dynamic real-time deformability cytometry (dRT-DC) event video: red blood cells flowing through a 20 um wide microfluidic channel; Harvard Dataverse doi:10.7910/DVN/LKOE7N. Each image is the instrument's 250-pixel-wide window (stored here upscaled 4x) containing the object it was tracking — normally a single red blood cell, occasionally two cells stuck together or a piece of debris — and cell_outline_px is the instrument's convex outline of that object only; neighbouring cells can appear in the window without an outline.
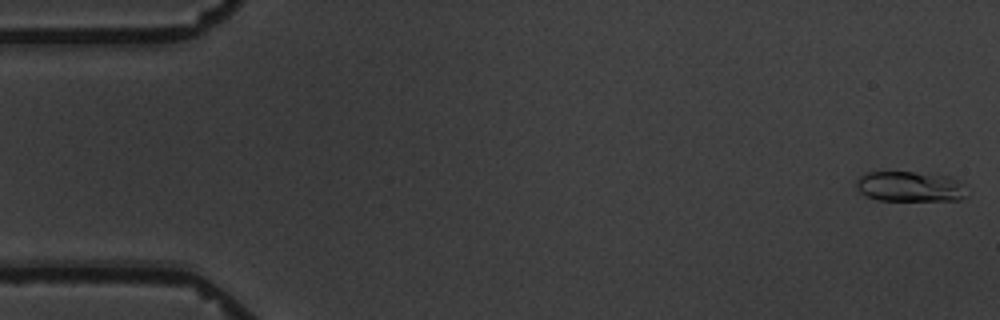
{"species": "common noctule bat (a hibernating species)", "species_latin": "Nyctalus noctula", "temperature_condition": "warm", "stored_images_in_passage": 5, "camera_frame_rate_fps": 3000, "um_per_image_px": 0.085, "animal": {"sex": "male", "body_mass_g": 19.5, "forearm_length_mm": 54.6}, "frame": {"image": 1, "passage_image": 1, "time_ms": 0.0, "image_size_px": [1000, 320], "cell_outline_px": [[964, 196], [960, 200], [876, 200], [860, 192], [856, 188], [856, 180], [860, 176], [868, 172], [912, 172], [948, 176], [956, 180]], "centroid_in_image_um": [77.22, 15.86], "position_along_channel_um": 7.8, "area_um2": 18.96}}